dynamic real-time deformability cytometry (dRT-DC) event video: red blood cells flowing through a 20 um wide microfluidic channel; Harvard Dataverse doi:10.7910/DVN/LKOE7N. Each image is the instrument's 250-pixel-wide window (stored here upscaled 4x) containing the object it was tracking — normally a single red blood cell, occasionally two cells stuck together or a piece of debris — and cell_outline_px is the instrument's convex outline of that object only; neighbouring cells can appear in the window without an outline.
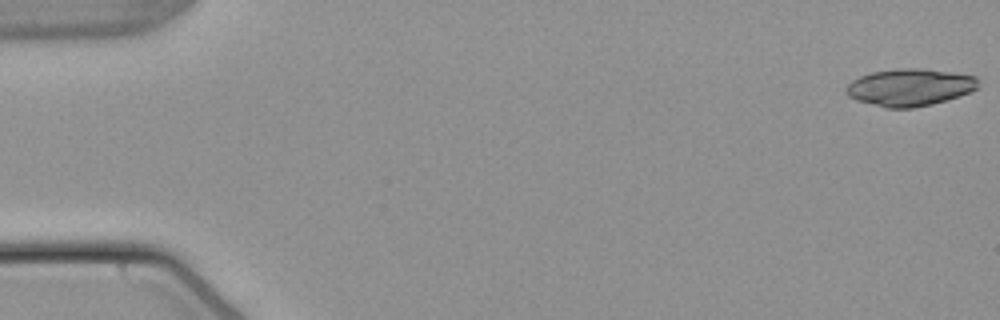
{"species": "common noctule bat (a hibernating species)", "species_latin": "Nyctalus noctula", "temperature_condition": "warm", "stored_images_in_passage": 16, "camera_frame_rate_fps": 3000, "um_per_image_px": 0.085, "animal": {"sex": "male", "body_mass_g": 21.5, "forearm_length_mm": 52.0}, "frame": {"image": 1, "passage_image": 1, "time_ms": 0.0, "image_size_px": [1000, 320], "cell_outline_px": [[980, 80], [976, 88], [960, 96], [932, 104], [912, 108], [884, 108], [856, 100], [848, 96], [844, 92], [844, 88], [852, 80], [860, 76], [872, 72], [896, 68], [920, 68], [952, 72], [976, 76]], "centroid_in_image_um": [77.3, 7.42], "position_along_channel_um": 7.7, "area_um2": 28.9}}
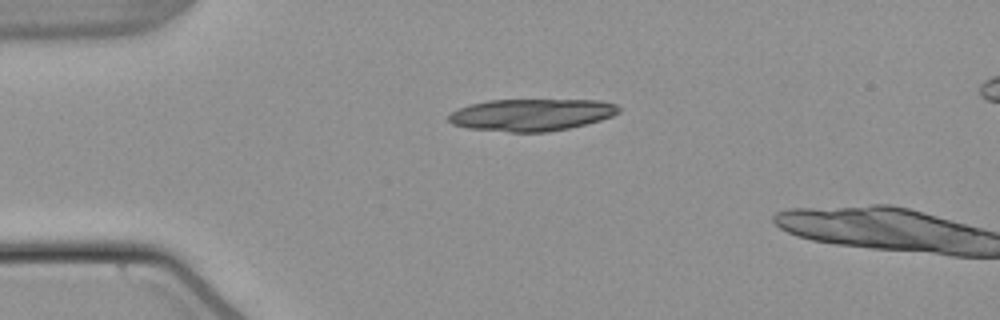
{"frame": {"image": 2, "passage_image": 13, "time_ms": 4.0, "image_size_px": [1000, 320], "cell_outline_px": [[620, 112], [612, 116], [600, 120], [568, 128], [548, 132], [508, 132], [468, 128], [452, 124], [448, 120], [448, 116], [456, 108], [468, 104], [488, 100], [600, 100], [616, 104], [620, 108]], "centroid_in_image_um": [45.14, 9.75], "position_along_channel_um": 39.9, "area_um2": 31.91}}